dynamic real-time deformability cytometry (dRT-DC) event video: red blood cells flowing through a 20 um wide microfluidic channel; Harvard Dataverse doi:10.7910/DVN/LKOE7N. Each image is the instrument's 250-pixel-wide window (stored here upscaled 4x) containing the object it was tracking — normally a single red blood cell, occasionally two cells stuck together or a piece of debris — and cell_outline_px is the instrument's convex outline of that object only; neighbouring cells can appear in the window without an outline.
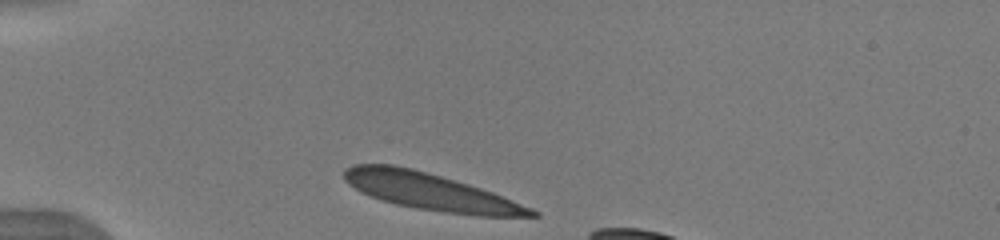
{"species": "human", "species_latin": "Homo sapiens", "temperature_condition": "warm", "stored_images_in_passage": 8, "camera_frame_rate_fps": 3000, "um_per_image_px": 0.085, "donor": {"sex": "male"}, "frame": {"image": 1, "passage_image": 1, "time_ms": 0.0, "image_size_px": [1000, 240], "cell_outline_px": [[540, 216], [476, 216], [444, 212], [416, 208], [396, 204], [380, 200], [360, 192], [348, 184], [344, 180], [344, 168], [352, 164], [392, 164], [412, 168], [428, 172], [468, 184], [492, 192], [532, 208], [540, 212]], "centroid_in_image_um": [36.55, 16.28], "position_along_channel_um": 48.5, "area_um2": 40.23}}
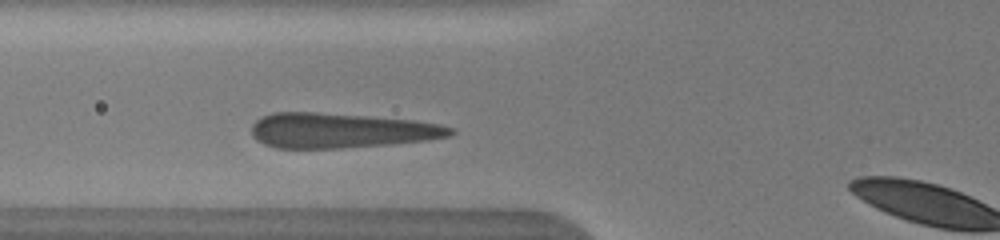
{"frame": {"image": 2, "passage_image": 7, "time_ms": 2.0, "image_size_px": [1000, 240], "cell_outline_px": [[456, 132], [452, 136], [428, 140], [388, 144], [340, 148], [276, 148], [264, 144], [256, 140], [252, 136], [252, 124], [260, 116], [272, 112], [316, 112], [368, 116], [416, 120], [440, 124], [452, 128]], "centroid_in_image_um": [28.97, 11.09], "position_along_channel_um": 96.8, "area_um2": 40.75}}